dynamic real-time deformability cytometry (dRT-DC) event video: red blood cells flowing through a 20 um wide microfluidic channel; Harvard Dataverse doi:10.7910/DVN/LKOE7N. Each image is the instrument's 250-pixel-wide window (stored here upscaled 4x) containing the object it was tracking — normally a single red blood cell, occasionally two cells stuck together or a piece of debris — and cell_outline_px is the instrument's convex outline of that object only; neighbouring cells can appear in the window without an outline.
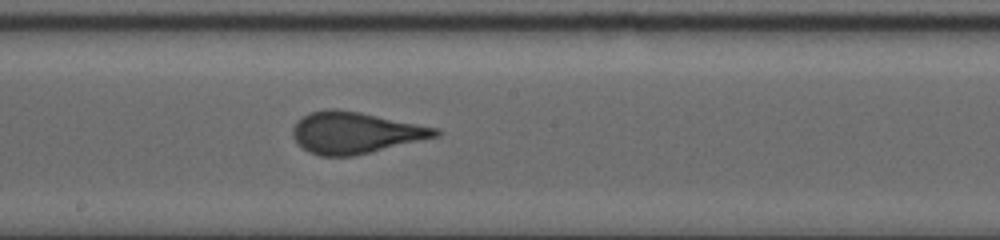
{"species": "human", "species_latin": "Homo sapiens", "temperature_condition": "warm", "stored_images_in_passage": 36, "camera_frame_rate_fps": 3000, "um_per_image_px": 0.085, "donor": {"sex": "female"}, "frame": {"image": 1, "passage_image": 36, "time_ms": 16.667, "image_size_px": [1000, 240], "cell_outline_px": [[444, 132], [440, 136], [352, 156], [320, 156], [308, 152], [292, 136], [292, 128], [296, 120], [312, 112], [328, 108], [336, 108], [360, 112], [440, 128]], "centroid_in_image_um": [30.22, 11.27], "position_along_channel_um": 218.0, "area_um2": 34.62}}